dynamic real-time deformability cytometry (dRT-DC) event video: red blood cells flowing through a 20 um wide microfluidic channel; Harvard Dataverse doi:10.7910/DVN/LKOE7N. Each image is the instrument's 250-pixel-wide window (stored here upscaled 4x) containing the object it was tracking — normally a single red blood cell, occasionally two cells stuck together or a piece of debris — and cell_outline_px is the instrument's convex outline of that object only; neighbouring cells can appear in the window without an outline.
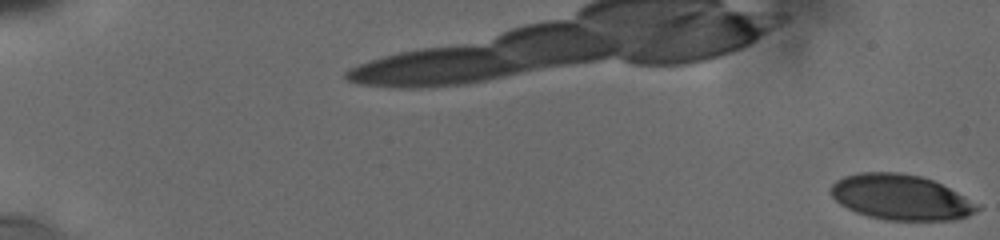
{"species": "human", "species_latin": "Homo sapiens", "temperature_condition": "cold", "stored_images_in_passage": 55, "camera_frame_rate_fps": 3000, "um_per_image_px": 0.085, "donor": {"sex": "male"}, "frame": {"image": 1, "passage_image": 1, "time_ms": 0.0, "image_size_px": [1000, 240], "cell_outline_px": [[980, 208], [968, 216], [952, 220], [884, 220], [868, 216], [856, 212], [840, 204], [832, 196], [832, 184], [836, 180], [844, 176], [860, 172], [900, 172], [920, 176], [932, 180], [980, 204]], "centroid_in_image_um": [76.56, 16.77], "position_along_channel_um": 8.4, "area_um2": 38.49}}
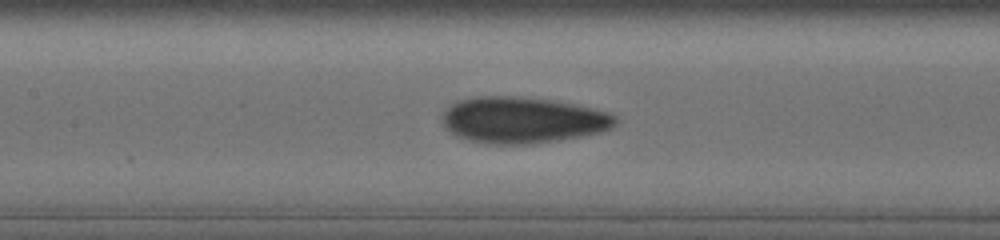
{"frame": {"image": 2, "passage_image": 35, "time_ms": 9.667, "image_size_px": [1000, 240], "cell_outline_px": [[620, 120], [612, 128], [604, 132], [584, 136], [560, 140], [532, 144], [488, 144], [468, 140], [456, 136], [444, 128], [444, 112], [452, 104], [460, 100], [480, 96], [508, 96], [548, 100], [572, 104], [608, 112], [616, 116]], "centroid_in_image_um": [44.46, 10.23], "position_along_channel_um": 162.9, "area_um2": 46.59}}
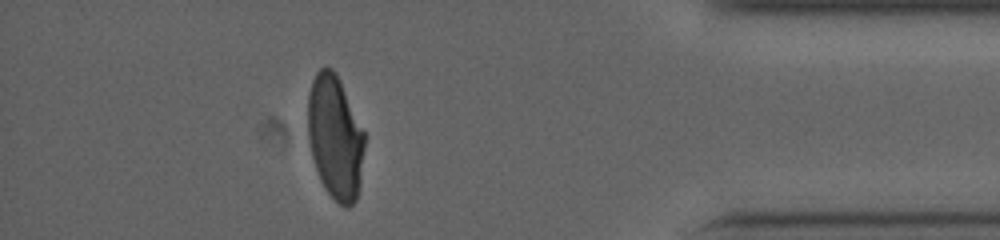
{"frame": {"image": 3, "passage_image": 50, "time_ms": 17.0, "image_size_px": [1000, 240], "cell_outline_px": [[364, 148], [360, 180], [356, 200], [348, 208], [344, 208], [324, 188], [320, 180], [312, 156], [308, 140], [308, 96], [312, 80], [316, 72], [320, 68], [332, 68], [336, 72], [340, 80], [364, 132]], "centroid_in_image_um": [28.47, 11.66], "position_along_channel_um": 406.7, "area_um2": 40.69}, "authors_computed_cell_mechanics": {"area_um2": 41.7894, "velocity_mm_per_s": 3.7767, "shape_relaxation_time_tau1_ms": null, "shape_relaxation_time_tau2_ms": 1.2716, "deformation_change_tau1": null, "deformation_change_tau2": 0.0715}}